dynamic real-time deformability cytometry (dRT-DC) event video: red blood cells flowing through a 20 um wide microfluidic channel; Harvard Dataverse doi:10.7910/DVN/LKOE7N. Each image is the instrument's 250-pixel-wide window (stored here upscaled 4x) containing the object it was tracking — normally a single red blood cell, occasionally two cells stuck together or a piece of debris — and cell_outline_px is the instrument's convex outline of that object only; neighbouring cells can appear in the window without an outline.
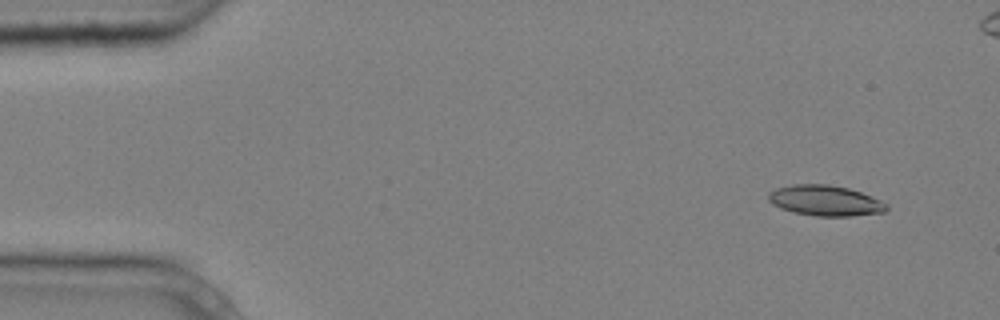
{"species": "common noctule bat (a hibernating species)", "species_latin": "Nyctalus noctula", "temperature_condition": "cold", "stored_images_in_passage": 5, "camera_frame_rate_fps": 3000, "um_per_image_px": 0.085, "animal": {"sex": "male", "body_mass_g": 20.4}, "frame": {"image": 1, "passage_image": 1, "time_ms": 0.0, "image_size_px": [1000, 320], "cell_outline_px": [[888, 208], [884, 212], [852, 216], [816, 216], [792, 212], [780, 208], [772, 204], [768, 200], [768, 192], [776, 188], [792, 184], [828, 184], [848, 188], [860, 192], [880, 200], [888, 204]], "centroid_in_image_um": [70.11, 17.05], "position_along_channel_um": 14.9, "area_um2": 21.1}}